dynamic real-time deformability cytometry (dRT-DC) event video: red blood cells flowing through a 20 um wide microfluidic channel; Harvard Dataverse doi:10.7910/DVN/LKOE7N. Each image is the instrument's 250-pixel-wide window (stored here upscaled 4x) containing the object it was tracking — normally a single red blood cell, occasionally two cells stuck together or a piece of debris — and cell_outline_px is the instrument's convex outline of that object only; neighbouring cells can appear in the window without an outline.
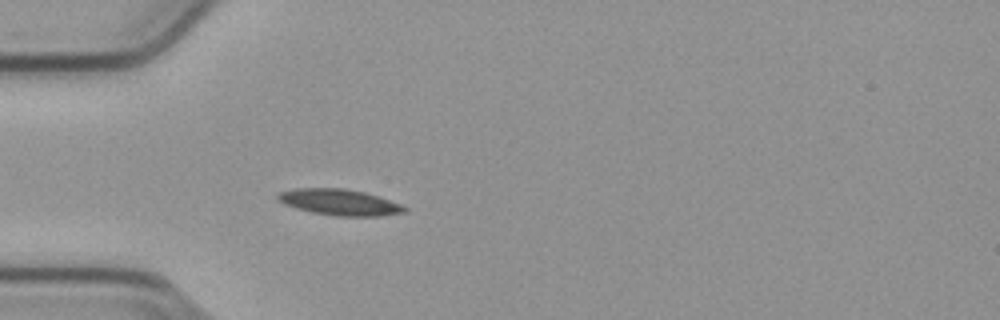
{"species": "common noctule bat (a hibernating species)", "species_latin": "Nyctalus noctula", "temperature_condition": "cold", "stored_images_in_passage": 44, "camera_frame_rate_fps": 3000, "um_per_image_px": 0.085, "animal": {"sex": "male", "body_mass_g": 23.1, "forearm_length_mm": 52.7}, "frame": {"image": 1, "passage_image": 6, "time_ms": 1.667, "image_size_px": [1000, 320], "cell_outline_px": [[408, 212], [380, 216], [336, 216], [312, 212], [296, 208], [284, 204], [276, 200], [276, 196], [280, 192], [296, 188], [344, 188], [364, 192], [400, 204], [408, 208]], "centroid_in_image_um": [28.85, 17.19], "position_along_channel_um": 56.2, "area_um2": 19.25}}
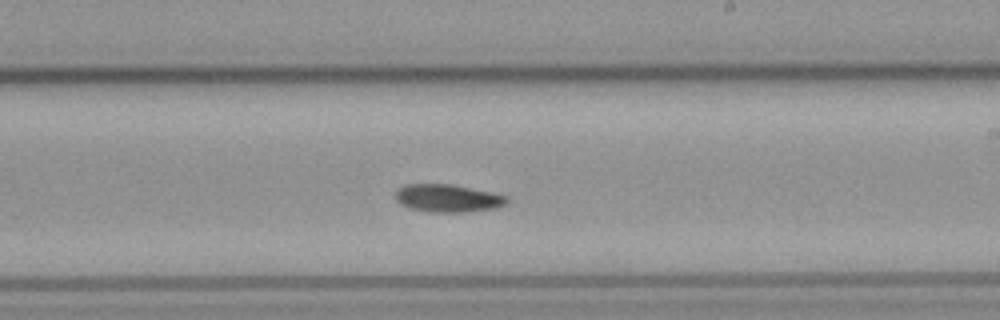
{"frame": {"image": 2, "passage_image": 22, "time_ms": 7.0, "image_size_px": [1000, 320], "cell_outline_px": [[508, 204], [496, 208], [464, 212], [428, 212], [408, 208], [400, 204], [396, 200], [396, 192], [404, 184], [448, 184], [492, 192], [508, 196]], "centroid_in_image_um": [38.07, 16.86], "position_along_channel_um": 250.9, "area_um2": 18.09}}
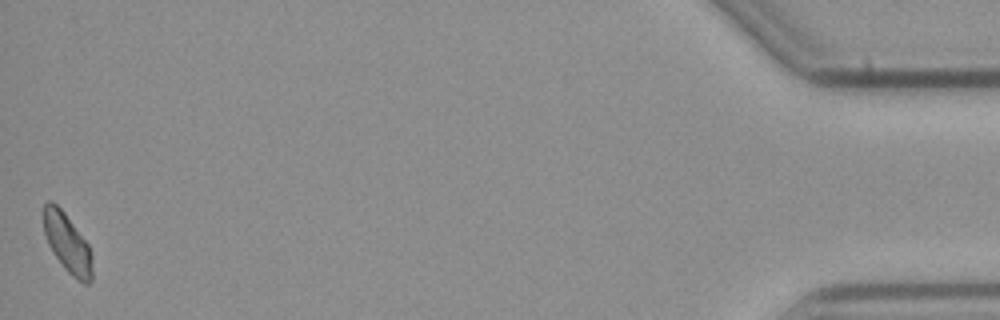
{"frame": {"image": 3, "passage_image": 44, "time_ms": 14.333, "image_size_px": [1000, 320], "cell_outline_px": [[92, 280], [88, 284], [84, 284], [72, 276], [64, 268], [52, 252], [48, 244], [44, 232], [44, 204], [48, 200], [52, 200], [64, 212], [88, 244], [92, 256]], "centroid_in_image_um": [5.73, 20.69], "position_along_channel_um": 429.5, "area_um2": 16.7}, "authors_computed_cell_mechanics": {"area_um2": 17.5423, "velocity_mm_per_s": 3.7725, "shape_relaxation_time_tau1_ms": 4.6459, "shape_relaxation_time_tau2_ms": null, "deformation_change_tau1": 0.0942, "deformation_change_tau2": null}}